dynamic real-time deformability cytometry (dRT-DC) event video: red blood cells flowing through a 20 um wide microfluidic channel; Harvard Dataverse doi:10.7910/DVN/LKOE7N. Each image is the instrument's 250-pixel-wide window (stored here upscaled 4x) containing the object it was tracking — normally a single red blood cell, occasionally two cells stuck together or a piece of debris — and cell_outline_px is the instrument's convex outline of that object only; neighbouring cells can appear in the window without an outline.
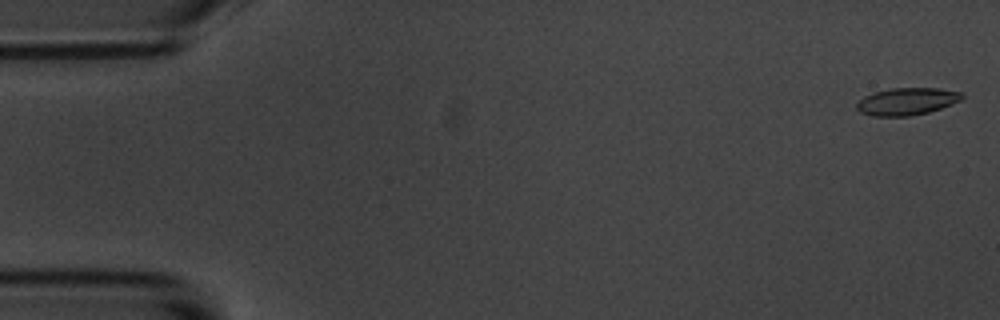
{"species": "common noctule bat (a hibernating species)", "species_latin": "Nyctalus noctula", "temperature_condition": "room temperature", "stored_images_in_passage": 56, "camera_frame_rate_fps": 3000, "um_per_image_px": 0.085, "animal": {"sex": "male", "body_mass_g": 20.1, "forearm_length_mm": 53.5}, "frame": {"image": 1, "passage_image": 1, "time_ms": 0.0, "image_size_px": [1000, 320], "cell_outline_px": [[964, 96], [960, 100], [940, 108], [928, 112], [908, 116], [872, 116], [860, 112], [856, 108], [856, 104], [864, 96], [872, 92], [892, 88], [940, 88], [964, 92]], "centroid_in_image_um": [77.07, 8.61], "position_along_channel_um": 7.9, "area_um2": 16.76}}
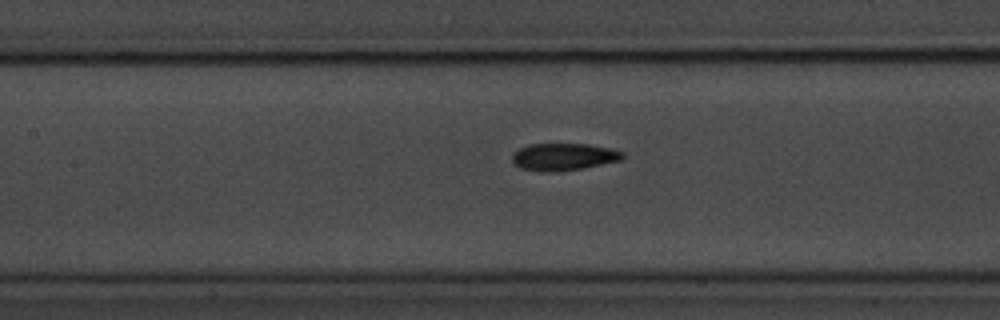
{"frame": {"image": 2, "passage_image": 25, "time_ms": 8.0, "image_size_px": [1000, 320], "cell_outline_px": [[624, 156], [620, 160], [584, 168], [556, 172], [540, 172], [520, 168], [512, 160], [512, 156], [520, 148], [528, 144], [588, 144], [612, 148], [624, 152]], "centroid_in_image_um": [47.92, 13.33], "position_along_channel_um": 159.5, "area_um2": 17.57}}
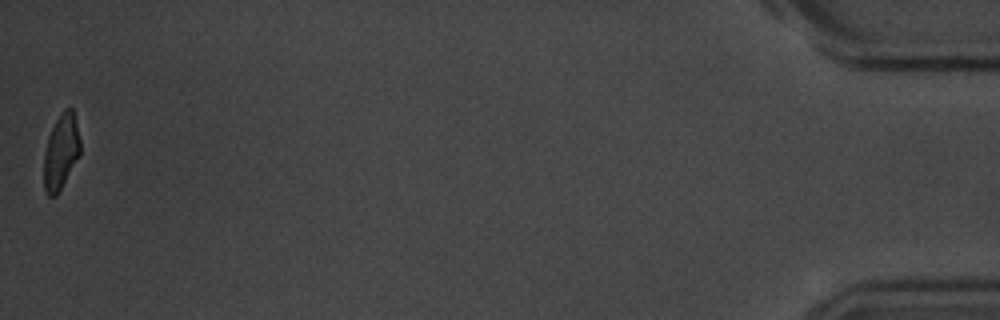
{"frame": {"image": 3, "passage_image": 56, "time_ms": 18.333, "image_size_px": [1000, 320], "cell_outline_px": [[80, 156], [56, 196], [48, 196], [44, 188], [44, 156], [48, 136], [60, 112], [64, 108], [72, 108], [80, 140]], "centroid_in_image_um": [5.18, 12.9], "position_along_channel_um": 430.0, "area_um2": 15.84}, "authors_computed_cell_mechanics": {"area_um2": 17.2533, "velocity_mm_per_s": 3.5533, "shape_relaxation_time_tau1_ms": 3.9822, "shape_relaxation_time_tau2_ms": 2.7905, "deformation_change_tau1": 0.1447, "deformation_change_tau2": 0.0823}}